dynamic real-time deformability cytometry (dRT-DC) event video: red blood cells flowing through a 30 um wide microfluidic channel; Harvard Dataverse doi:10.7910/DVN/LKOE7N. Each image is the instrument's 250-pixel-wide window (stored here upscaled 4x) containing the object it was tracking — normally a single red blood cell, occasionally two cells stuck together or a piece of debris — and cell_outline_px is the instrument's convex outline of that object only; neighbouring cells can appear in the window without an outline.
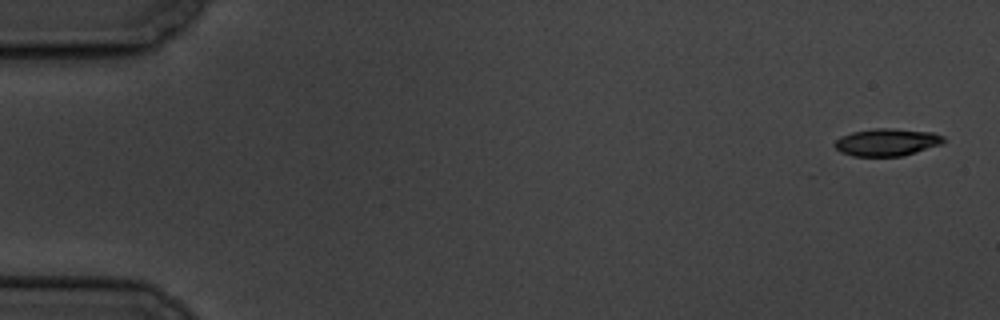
{"species": "common noctule bat (a hibernating species)", "species_latin": "Nyctalus noctula", "temperature_condition": "cold", "stored_images_in_passage": 2, "segment_of_instrument_passage": [2, 2], "camera_frame_rate_fps": 3000, "um_per_image_px": 0.085, "animal": {"sex": "male", "body_mass_g": 19.5, "forearm_length_mm": 54.6}, "frame": {"image": 1, "passage_image": 2, "time_ms": 2.0, "image_size_px": [1000, 320], "cell_outline_px": [[944, 140], [940, 144], [904, 156], [852, 156], [840, 152], [832, 144], [840, 136], [852, 132], [876, 128], [892, 128], [932, 132], [944, 136]], "centroid_in_image_um": [75.34, 12.09], "position_along_channel_um": 9.7, "area_um2": 17.4}}